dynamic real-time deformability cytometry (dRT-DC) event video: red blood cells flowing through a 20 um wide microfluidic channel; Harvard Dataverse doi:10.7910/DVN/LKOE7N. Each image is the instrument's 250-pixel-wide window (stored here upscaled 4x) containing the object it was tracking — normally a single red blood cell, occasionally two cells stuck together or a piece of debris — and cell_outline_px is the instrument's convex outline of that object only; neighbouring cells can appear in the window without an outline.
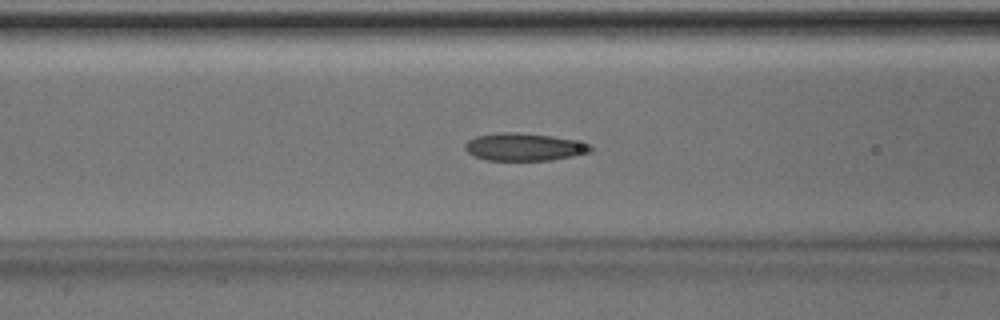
{"species": "Egyptian fruit bat (a non-hibernating species)", "species_latin": "Rousettus aegyptiacus", "temperature_condition": "room temperature", "stored_images_in_passage": 49, "camera_frame_rate_fps": 3000, "um_per_image_px": 0.085, "animal": {"sex": "male"}, "frame": {"image": 1, "passage_image": 19, "time_ms": 6.0, "image_size_px": [1000, 320], "cell_outline_px": [[592, 148], [588, 152], [572, 156], [552, 160], [488, 160], [472, 156], [464, 148], [464, 144], [468, 140], [476, 136], [500, 132], [516, 132], [552, 136], [592, 144]], "centroid_in_image_um": [44.51, 12.49], "position_along_channel_um": 122.1, "area_um2": 20.11}}
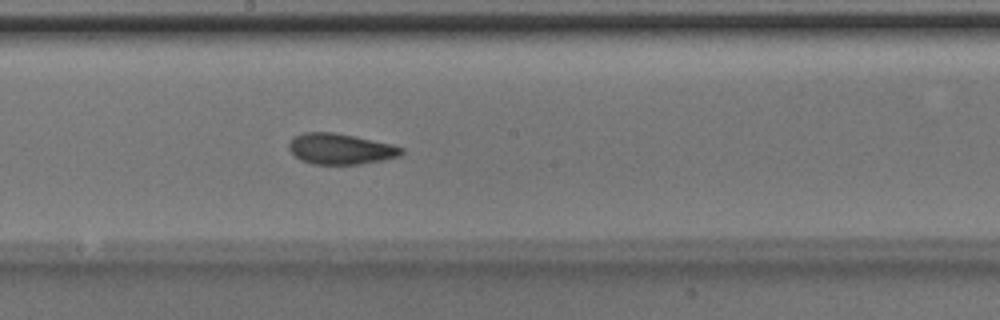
{"frame": {"image": 2, "passage_image": 26, "time_ms": 8.333, "image_size_px": [1000, 320], "cell_outline_px": [[404, 152], [400, 156], [384, 160], [360, 164], [312, 164], [300, 160], [288, 148], [288, 144], [296, 136], [304, 132], [332, 132], [356, 136], [392, 144], [404, 148]], "centroid_in_image_um": [28.97, 12.66], "position_along_channel_um": 219.2, "area_um2": 20.23}}
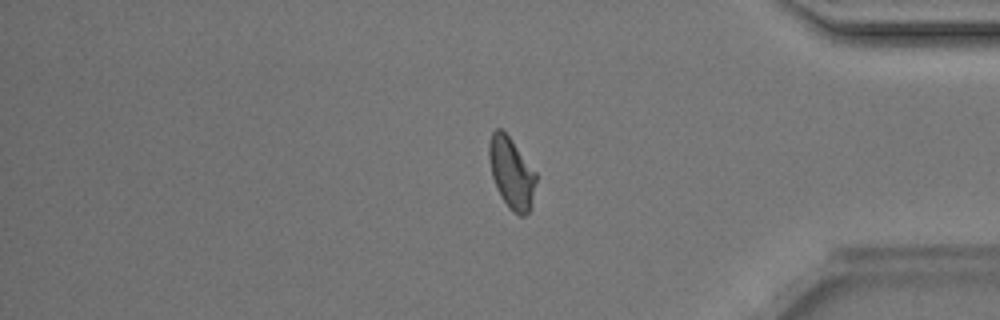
{"frame": {"image": 3, "passage_image": 40, "time_ms": 13.0, "image_size_px": [1000, 320], "cell_outline_px": [[536, 180], [528, 212], [524, 216], [520, 216], [512, 212], [508, 208], [500, 196], [496, 188], [492, 176], [488, 156], [488, 144], [492, 132], [496, 128], [500, 128], [508, 136], [536, 172]], "centroid_in_image_um": [43.44, 14.7], "position_along_channel_um": 391.8, "area_um2": 19.25}, "authors_computed_cell_mechanics": {"area_um2": 20.1144, "velocity_mm_per_s": 4.1766, "shape_relaxation_time_tau1_ms": 2.7927, "shape_relaxation_time_tau2_ms": 1.7523, "deformation_change_tau1": 0.1295, "deformation_change_tau2": 0.0891}}